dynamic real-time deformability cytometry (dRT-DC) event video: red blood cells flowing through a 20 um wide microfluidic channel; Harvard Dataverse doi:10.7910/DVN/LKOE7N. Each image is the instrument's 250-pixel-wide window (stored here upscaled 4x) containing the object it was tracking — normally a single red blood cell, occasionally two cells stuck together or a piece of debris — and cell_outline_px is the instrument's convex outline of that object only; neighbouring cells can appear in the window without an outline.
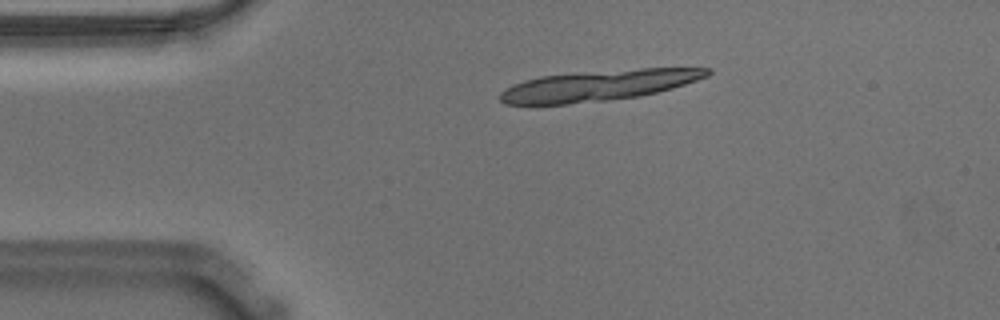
{"species": "Egyptian fruit bat (a non-hibernating species)", "species_latin": "Rousettus aegyptiacus", "temperature_condition": "warm", "stored_images_in_passage": 8, "camera_frame_rate_fps": 3000, "um_per_image_px": 0.085, "animal": {"sex": "male"}, "frame": {"image": 1, "passage_image": 1, "time_ms": 0.0, "image_size_px": [1000, 320], "cell_outline_px": [[712, 72], [708, 76], [672, 88], [640, 96], [568, 104], [504, 104], [500, 100], [500, 92], [504, 88], [512, 84], [524, 80], [540, 76], [640, 68], [712, 68]], "centroid_in_image_um": [50.86, 7.26], "position_along_channel_um": 34.1, "area_um2": 36.7}}